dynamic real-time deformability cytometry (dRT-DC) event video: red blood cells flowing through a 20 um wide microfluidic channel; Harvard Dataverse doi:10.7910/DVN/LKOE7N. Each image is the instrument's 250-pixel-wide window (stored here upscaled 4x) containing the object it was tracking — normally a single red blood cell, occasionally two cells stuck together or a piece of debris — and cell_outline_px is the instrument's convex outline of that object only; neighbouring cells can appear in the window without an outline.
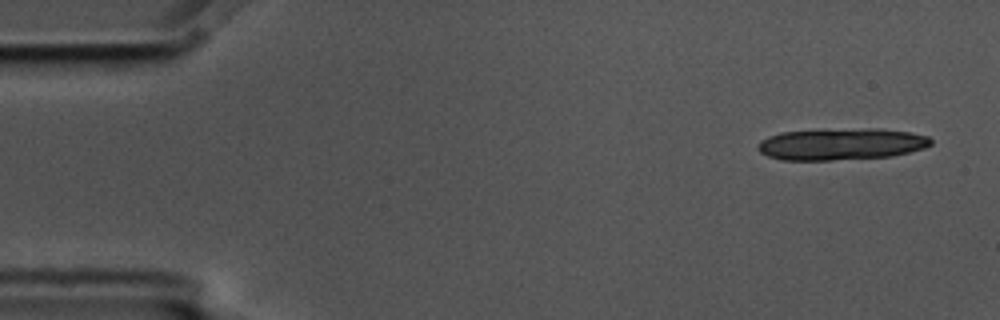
{"species": "common noctule bat (a hibernating species)", "species_latin": "Nyctalus noctula", "temperature_condition": "cold", "stored_images_in_passage": 6, "camera_frame_rate_fps": 3000, "um_per_image_px": 0.085, "animal": {"sex": "male", "body_mass_g": 17.5, "forearm_length_mm": 52.3}, "frame": {"image": 1, "passage_image": 1, "time_ms": 0.0, "image_size_px": [1000, 320], "cell_outline_px": [[932, 144], [924, 148], [892, 156], [832, 160], [784, 160], [768, 156], [760, 152], [756, 148], [760, 140], [768, 136], [780, 132], [868, 128], [876, 128], [908, 132], [928, 136], [932, 140]], "centroid_in_image_um": [71.49, 12.25], "position_along_channel_um": 13.5, "area_um2": 31.85}}